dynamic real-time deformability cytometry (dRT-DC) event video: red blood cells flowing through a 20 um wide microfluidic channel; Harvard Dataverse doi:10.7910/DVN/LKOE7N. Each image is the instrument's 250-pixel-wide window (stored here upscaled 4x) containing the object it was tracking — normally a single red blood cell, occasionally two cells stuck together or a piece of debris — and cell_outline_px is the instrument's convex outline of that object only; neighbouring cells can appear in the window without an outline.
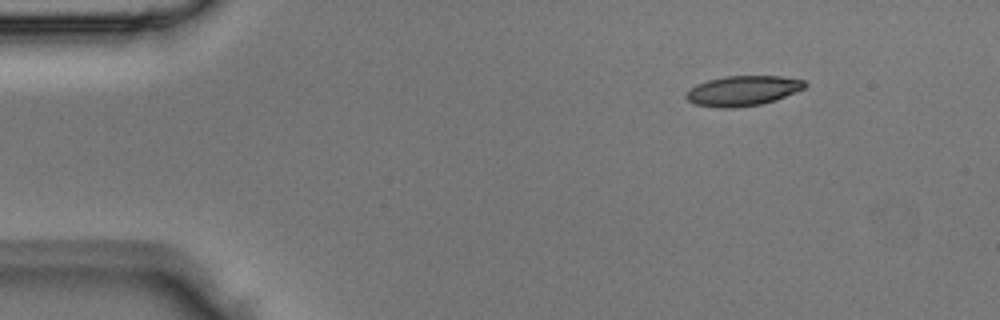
{"species": "Egyptian fruit bat (a non-hibernating species)", "species_latin": "Rousettus aegyptiacus", "temperature_condition": "room temperature", "stored_images_in_passage": 2, "segment_of_instrument_passage": [2, 2], "camera_frame_rate_fps": 3000, "um_per_image_px": 0.085, "animal": {"sex": "male"}, "frame": {"image": 1, "passage_image": 2, "time_ms": 0.333, "image_size_px": [1000, 320], "cell_outline_px": [[808, 84], [804, 88], [776, 100], [760, 104], [732, 108], [720, 108], [696, 104], [688, 100], [684, 96], [696, 84], [708, 80], [724, 76], [780, 76], [804, 80]], "centroid_in_image_um": [63.15, 7.71], "position_along_channel_um": 21.9, "area_um2": 20.63}}